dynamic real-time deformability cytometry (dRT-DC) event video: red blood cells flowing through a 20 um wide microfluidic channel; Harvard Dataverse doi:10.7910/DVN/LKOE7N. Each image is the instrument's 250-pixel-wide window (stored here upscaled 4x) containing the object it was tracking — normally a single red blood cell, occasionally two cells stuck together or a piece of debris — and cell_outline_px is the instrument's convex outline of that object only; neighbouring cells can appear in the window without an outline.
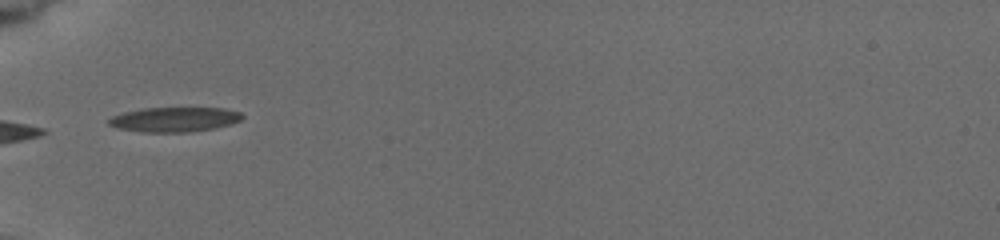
{"species": "common noctule bat (a hibernating species)", "species_latin": "Nyctalus noctula", "temperature_condition": "cold", "stored_images_in_passage": 2, "camera_frame_rate_fps": 3000, "um_per_image_px": 0.085, "animal": {"sex": "female", "body_mass_g": 19.5, "forearm_length_mm": 54.1}, "frame": {"image": 1, "passage_image": 1, "time_ms": 0.0, "image_size_px": [1000, 240], "cell_outline_px": [[244, 116], [240, 120], [228, 124], [212, 128], [188, 132], [144, 132], [116, 128], [108, 124], [108, 120], [112, 116], [124, 112], [144, 108], [224, 108], [240, 112]], "centroid_in_image_um": [14.79, 10.15], "position_along_channel_um": 70.2, "area_um2": 19.02}}
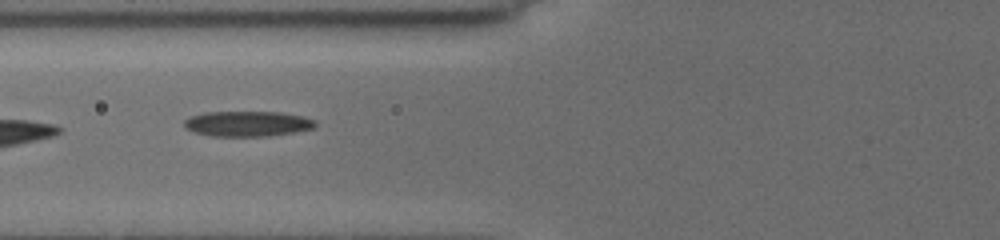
{"frame": {"image": 2, "passage_image": 2, "time_ms": 1.0, "image_size_px": [1000, 240], "cell_outline_px": [[316, 124], [312, 128], [292, 132], [268, 136], [208, 136], [192, 132], [184, 128], [184, 120], [188, 116], [204, 112], [280, 112], [300, 116], [312, 120]], "centroid_in_image_um": [20.9, 10.52], "position_along_channel_um": 104.9, "area_um2": 19.31}}